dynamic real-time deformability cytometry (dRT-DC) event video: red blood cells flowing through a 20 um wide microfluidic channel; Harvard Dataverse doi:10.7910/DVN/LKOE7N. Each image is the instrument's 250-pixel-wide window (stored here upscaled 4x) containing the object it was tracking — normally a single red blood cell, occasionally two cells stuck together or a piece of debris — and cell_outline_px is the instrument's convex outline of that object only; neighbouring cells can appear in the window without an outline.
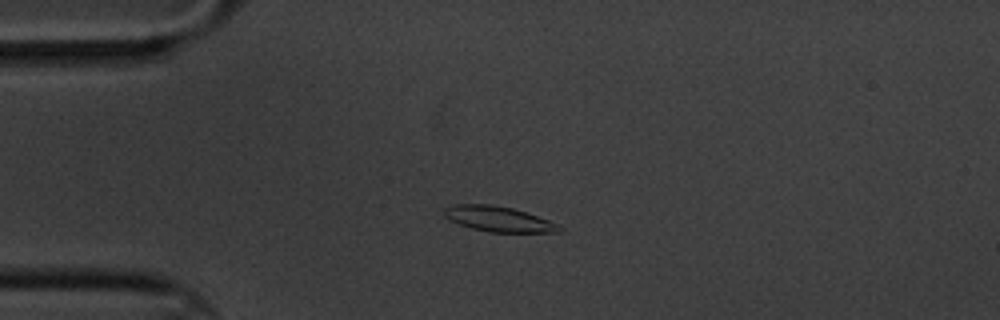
{"species": "common noctule bat (a hibernating species)", "species_latin": "Nyctalus noctula", "temperature_condition": "cold", "stored_images_in_passage": 8, "camera_frame_rate_fps": 3000, "um_per_image_px": 0.085, "animal": {"sex": "male", "body_mass_g": 20.1, "forearm_length_mm": 53.5}, "frame": {"image": 1, "passage_image": 3, "time_ms": 0.667, "image_size_px": [1000, 320], "cell_outline_px": [[564, 228], [560, 232], [488, 232], [472, 228], [448, 220], [444, 216], [444, 208], [456, 204], [488, 204], [512, 208], [560, 224]], "centroid_in_image_um": [42.37, 18.62], "position_along_channel_um": 42.6, "area_um2": 16.88}}
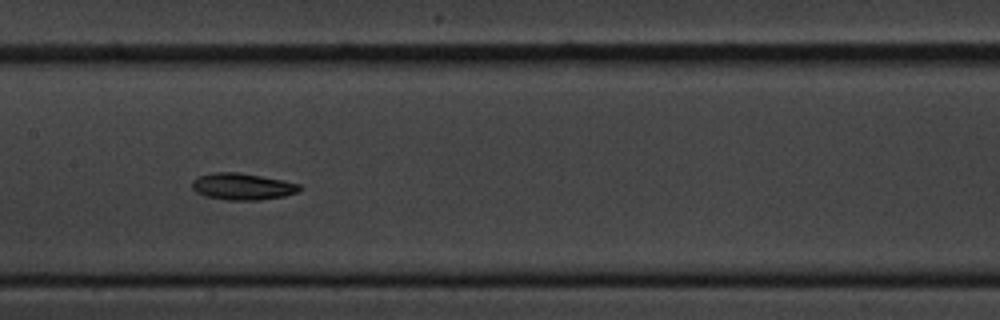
{"frame": {"image": 2, "passage_image": 7, "time_ms": 2.0, "image_size_px": [1000, 320], "cell_outline_px": [[300, 188], [296, 192], [284, 196], [260, 200], [224, 200], [204, 196], [196, 192], [192, 188], [192, 180], [200, 176], [212, 172], [236, 172], [260, 176], [300, 184]], "centroid_in_image_um": [20.55, 15.86], "position_along_channel_um": 186.9, "area_um2": 16.59}}
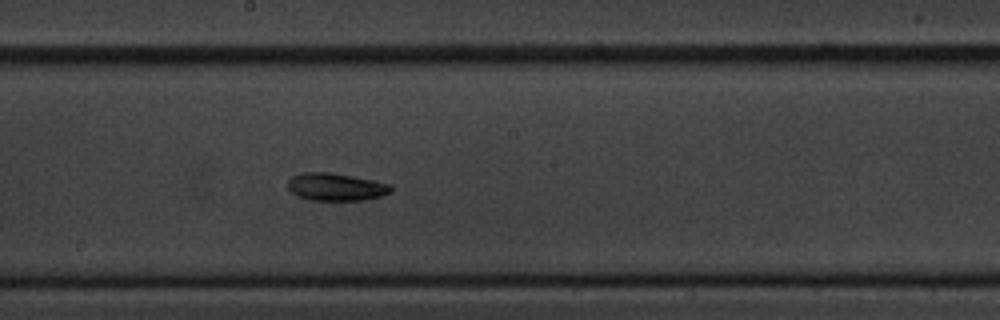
{"frame": {"image": 3, "passage_image": 8, "time_ms": 2.333, "image_size_px": [1000, 320], "cell_outline_px": [[392, 192], [380, 196], [364, 200], [308, 200], [296, 196], [288, 188], [288, 180], [292, 176], [300, 172], [328, 172], [372, 180], [388, 184], [392, 188]], "centroid_in_image_um": [28.5, 15.89], "position_along_channel_um": 219.7, "area_um2": 16.53}}